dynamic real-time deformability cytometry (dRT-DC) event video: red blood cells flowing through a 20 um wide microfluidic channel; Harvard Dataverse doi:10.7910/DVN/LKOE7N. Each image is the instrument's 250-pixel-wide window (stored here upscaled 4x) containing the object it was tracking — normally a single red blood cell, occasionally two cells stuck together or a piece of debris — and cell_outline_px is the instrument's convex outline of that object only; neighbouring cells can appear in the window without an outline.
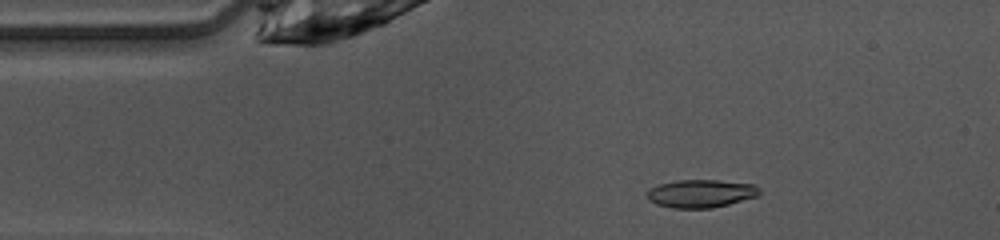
{"species": "common noctule bat (a hibernating species)", "species_latin": "Nyctalus noctula", "temperature_condition": "warm", "stored_images_in_passage": 47, "camera_frame_rate_fps": 3000, "um_per_image_px": 0.085, "animal": {"sex": "female", "body_mass_g": 10.0, "forearm_length_mm": 53.1}, "frame": {"image": 1, "passage_image": 7, "time_ms": 2.0, "image_size_px": [1000, 240], "cell_outline_px": [[760, 192], [756, 196], [728, 204], [712, 208], [672, 208], [656, 204], [648, 200], [648, 188], [656, 184], [676, 180], [716, 180], [752, 184], [760, 188]], "centroid_in_image_um": [59.51, 16.44], "position_along_channel_um": 25.5, "area_um2": 18.32}}
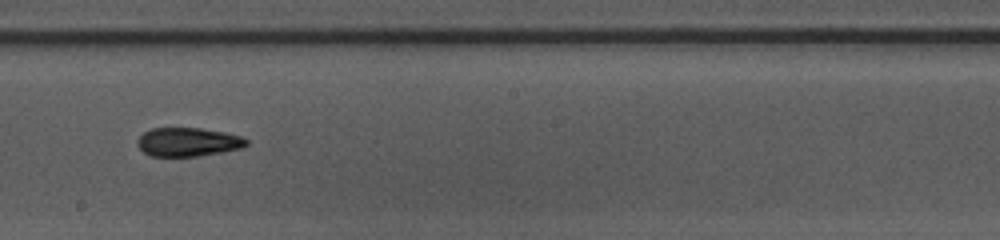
{"frame": {"image": 2, "passage_image": 25, "time_ms": 8.0, "image_size_px": [1000, 240], "cell_outline_px": [[248, 144], [244, 148], [196, 156], [152, 156], [144, 152], [136, 144], [136, 140], [144, 132], [152, 128], [200, 128], [224, 132], [240, 136], [248, 140]], "centroid_in_image_um": [15.98, 12.06], "position_along_channel_um": 232.2, "area_um2": 18.21}}
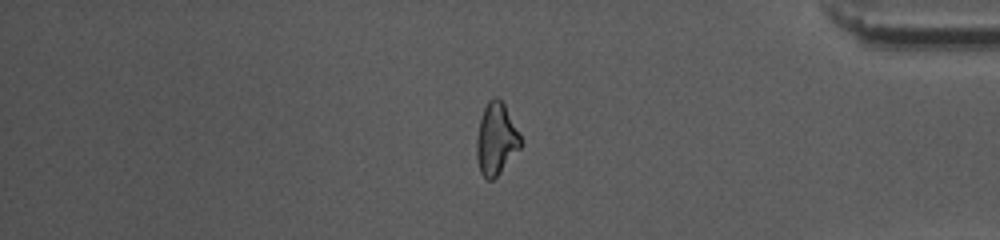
{"frame": {"image": 3, "passage_image": 39, "time_ms": 12.667, "image_size_px": [1000, 240], "cell_outline_px": [[520, 148], [496, 176], [492, 180], [488, 180], [480, 172], [476, 156], [476, 140], [480, 116], [488, 100], [496, 96], [504, 104], [520, 136]], "centroid_in_image_um": [42.13, 11.8], "position_along_channel_um": 393.1, "area_um2": 18.09}, "authors_computed_cell_mechanics": {"area_um2": 18.3226, "velocity_mm_per_s": 4.1129, "shape_relaxation_time_tau1_ms": 8.1091, "shape_relaxation_time_tau2_ms": 4.4059, "deformation_change_tau1": 0.2035, "deformation_change_tau2": 0.1167}}